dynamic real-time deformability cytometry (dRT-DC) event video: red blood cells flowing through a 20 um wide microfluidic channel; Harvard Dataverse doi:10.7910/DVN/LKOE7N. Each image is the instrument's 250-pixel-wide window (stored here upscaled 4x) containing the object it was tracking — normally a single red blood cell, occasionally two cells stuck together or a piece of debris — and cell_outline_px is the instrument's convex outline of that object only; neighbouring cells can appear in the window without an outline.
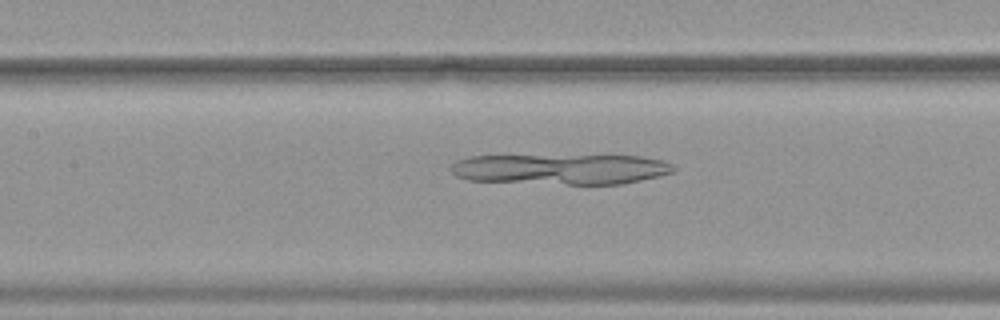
{"species": "common noctule bat (a hibernating species)", "species_latin": "Nyctalus noctula", "temperature_condition": "warm", "stored_images_in_passage": 45, "camera_frame_rate_fps": 3000, "um_per_image_px": 0.085, "animal": {"sex": "female", "body_mass_g": 19.9}, "frame": {"image": 1, "passage_image": 17, "time_ms": 5.333, "image_size_px": [1000, 320], "cell_outline_px": [[676, 168], [672, 172], [660, 176], [624, 184], [568, 184], [468, 180], [456, 176], [448, 168], [456, 160], [468, 156], [640, 156], [660, 160], [672, 164]], "centroid_in_image_um": [47.66, 14.38], "position_along_channel_um": 159.7, "area_um2": 39.42}}
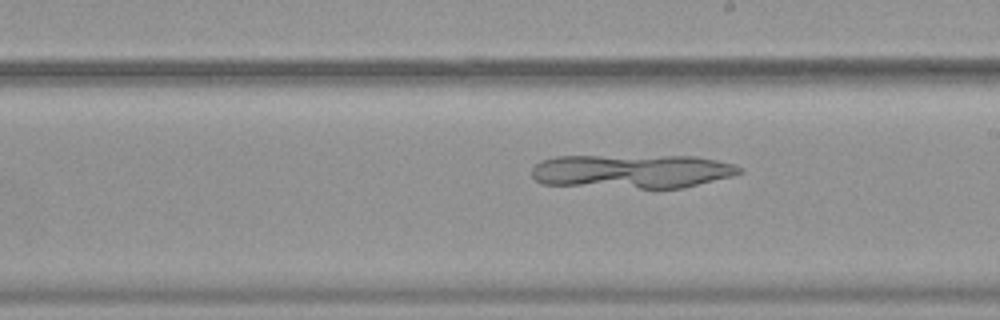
{"frame": {"image": 2, "passage_image": 23, "time_ms": 7.333, "image_size_px": [1000, 320], "cell_outline_px": [[744, 172], [732, 176], [684, 188], [656, 192], [544, 184], [536, 180], [532, 176], [532, 168], [540, 160], [556, 156], [696, 156], [736, 164], [744, 168]], "centroid_in_image_um": [53.76, 14.61], "position_along_channel_um": 235.2, "area_um2": 43.06}}
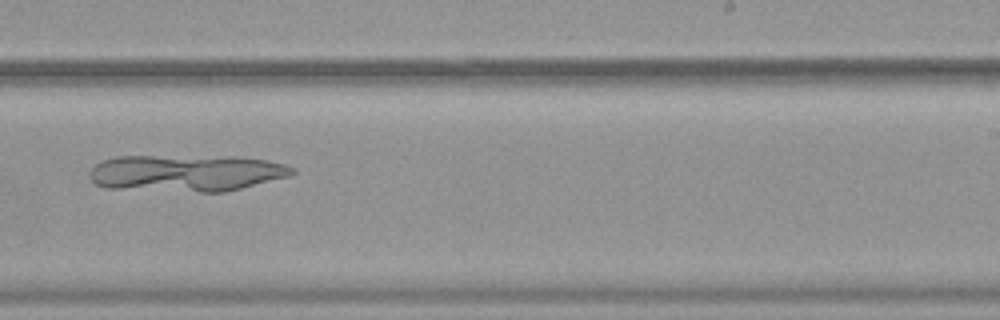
{"frame": {"image": 3, "passage_image": 26, "time_ms": 8.333, "image_size_px": [1000, 320], "cell_outline_px": [[296, 172], [288, 176], [224, 192], [200, 192], [104, 188], [96, 184], [88, 176], [88, 172], [96, 164], [104, 160], [116, 156], [240, 156], [268, 160], [284, 164], [296, 168]], "centroid_in_image_um": [15.82, 14.7], "position_along_channel_um": 273.2, "area_um2": 43.75}}